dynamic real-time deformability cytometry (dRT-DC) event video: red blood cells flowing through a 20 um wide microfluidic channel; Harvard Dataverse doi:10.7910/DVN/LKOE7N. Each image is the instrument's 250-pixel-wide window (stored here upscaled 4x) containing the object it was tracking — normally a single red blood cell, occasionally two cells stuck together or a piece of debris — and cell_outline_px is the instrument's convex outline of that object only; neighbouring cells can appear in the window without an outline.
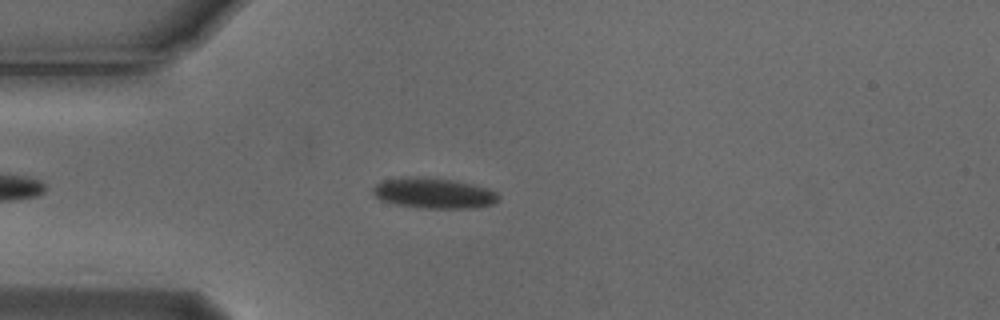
{"species": "Egyptian fruit bat (a non-hibernating species)", "species_latin": "Rousettus aegyptiacus", "temperature_condition": "cold", "stored_images_in_passage": 48, "camera_frame_rate_fps": 3000, "um_per_image_px": 0.085, "animal": {"sex": "male"}, "frame": {"image": 1, "passage_image": 8, "time_ms": 2.333, "image_size_px": [1000, 320], "cell_outline_px": [[500, 200], [492, 204], [476, 208], [428, 208], [396, 204], [380, 200], [372, 192], [372, 188], [376, 184], [384, 180], [408, 176], [416, 176], [452, 180], [472, 184], [488, 188], [496, 192], [500, 196]], "centroid_in_image_um": [36.89, 16.41], "position_along_channel_um": 48.1, "area_um2": 22.31}}
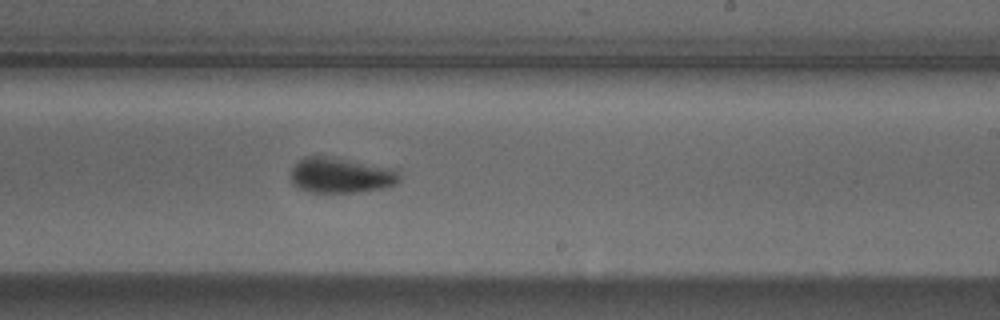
{"frame": {"image": 2, "passage_image": 26, "time_ms": 8.333, "image_size_px": [1000, 320], "cell_outline_px": [[400, 180], [396, 184], [380, 188], [356, 192], [308, 192], [292, 184], [292, 168], [304, 156], [332, 156], [400, 168]], "centroid_in_image_um": [29.05, 14.87], "position_along_channel_um": 260.0, "area_um2": 22.83}}
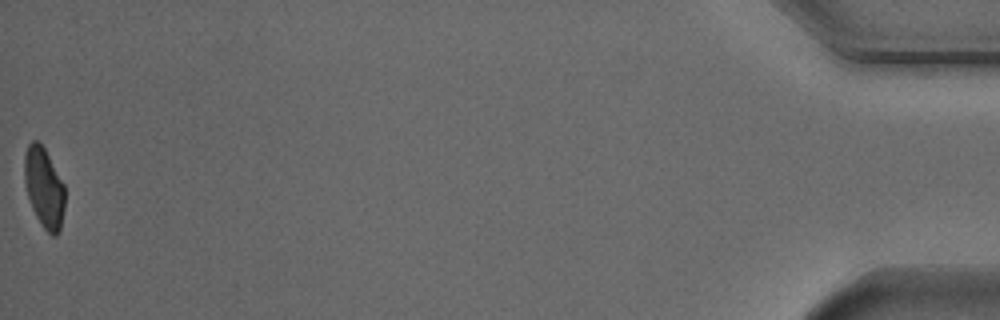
{"frame": {"image": 3, "passage_image": 48, "time_ms": 15.667, "image_size_px": [1000, 320], "cell_outline_px": [[64, 208], [60, 232], [56, 236], [52, 236], [44, 228], [36, 216], [32, 208], [28, 196], [24, 180], [24, 152], [28, 144], [32, 140], [36, 140], [44, 148], [64, 184]], "centroid_in_image_um": [3.74, 15.96], "position_along_channel_um": 431.5, "area_um2": 18.84}, "authors_computed_cell_mechanics": {"area_um2": 21.6461, "velocity_mm_per_s": 3.7586, "shape_relaxation_time_tau1_ms": 3.5762, "shape_relaxation_time_tau2_ms": 0.886, "deformation_change_tau1": 0.1179, "deformation_change_tau2": 0.0607}}